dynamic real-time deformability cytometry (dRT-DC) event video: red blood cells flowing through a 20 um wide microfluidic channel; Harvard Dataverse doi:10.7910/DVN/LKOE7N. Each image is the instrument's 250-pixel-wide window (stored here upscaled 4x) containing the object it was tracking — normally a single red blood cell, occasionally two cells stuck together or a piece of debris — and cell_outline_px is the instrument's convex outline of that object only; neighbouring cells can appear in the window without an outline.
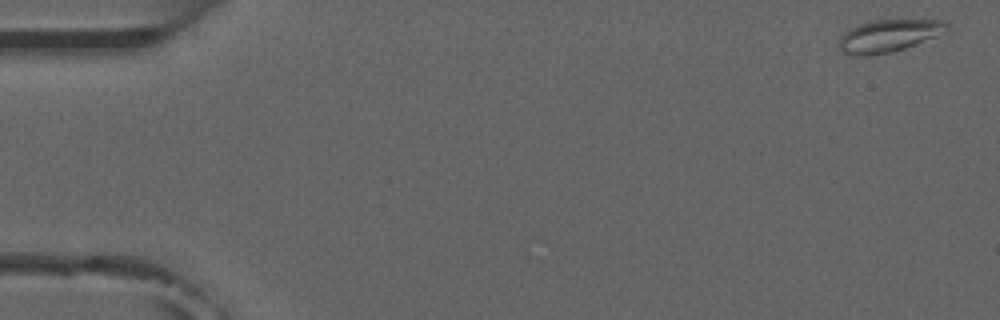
{"species": "common noctule bat (a hibernating species)", "species_latin": "Nyctalus noctula", "temperature_condition": "room temperature", "stored_images_in_passage": 4, "camera_frame_rate_fps": 3000, "um_per_image_px": 0.085, "animal": {"sex": "male", "forearm_length_mm": 52.5}, "frame": {"image": 1, "passage_image": 1, "time_ms": 0.0, "image_size_px": [1000, 320], "cell_outline_px": [[948, 32], [904, 48], [892, 52], [868, 56], [856, 56], [844, 52], [836, 48], [840, 36], [844, 32], [860, 24], [872, 20], [944, 20], [948, 24]], "centroid_in_image_um": [75.52, 3.05], "position_along_channel_um": 9.5, "area_um2": 20.46}}
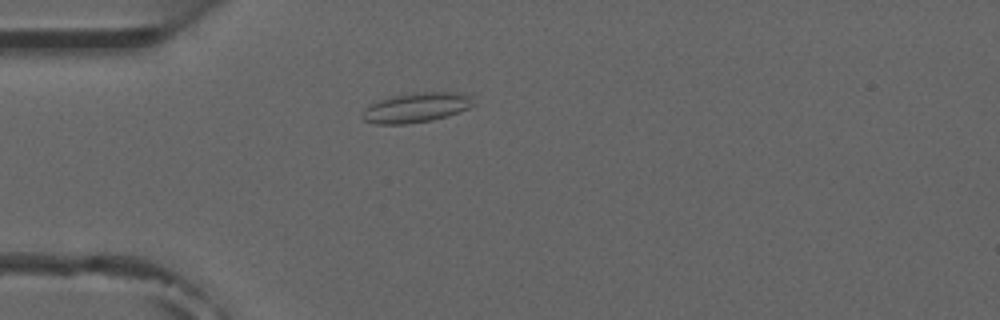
{"frame": {"image": 2, "passage_image": 4, "time_ms": 4.333, "image_size_px": [1000, 320], "cell_outline_px": [[476, 104], [468, 108], [432, 120], [404, 124], [376, 124], [364, 120], [360, 116], [368, 104], [380, 100], [412, 92], [472, 92]], "centroid_in_image_um": [35.43, 9.12], "position_along_channel_um": 49.6, "area_um2": 19.42}}